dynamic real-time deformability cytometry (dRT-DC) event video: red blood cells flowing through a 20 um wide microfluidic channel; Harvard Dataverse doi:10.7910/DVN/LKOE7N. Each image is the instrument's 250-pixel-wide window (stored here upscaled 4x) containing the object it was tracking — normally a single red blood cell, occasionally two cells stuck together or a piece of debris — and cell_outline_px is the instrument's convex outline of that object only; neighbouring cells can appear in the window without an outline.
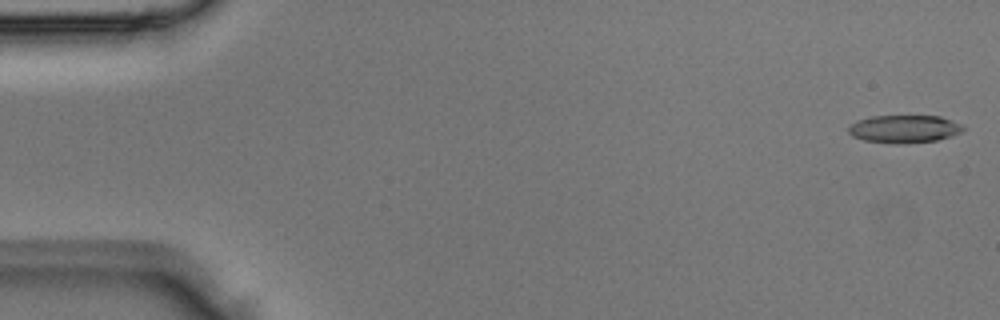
{"species": "Egyptian fruit bat (a non-hibernating species)", "species_latin": "Rousettus aegyptiacus", "temperature_condition": "room temperature", "stored_images_in_passage": 5, "camera_frame_rate_fps": 3000, "um_per_image_px": 0.085, "animal": {"sex": "male"}, "frame": {"image": 1, "passage_image": 1, "time_ms": 0.0, "image_size_px": [1000, 320], "cell_outline_px": [[964, 128], [960, 132], [952, 136], [936, 140], [896, 144], [864, 140], [852, 136], [848, 132], [848, 128], [856, 120], [872, 116], [940, 116], [960, 124]], "centroid_in_image_um": [76.82, 10.96], "position_along_channel_um": 8.2, "area_um2": 18.38}}
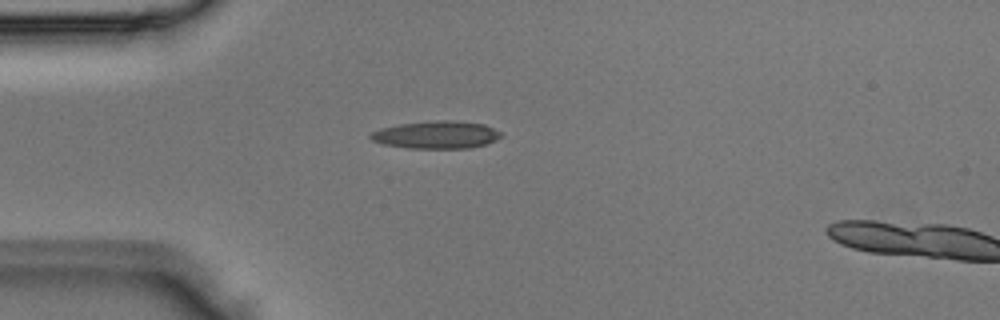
{"frame": {"image": 2, "passage_image": 4, "time_ms": 1.0, "image_size_px": [1000, 320], "cell_outline_px": [[500, 136], [496, 140], [484, 144], [468, 148], [408, 148], [384, 144], [372, 140], [368, 136], [372, 132], [380, 128], [400, 124], [436, 120], [452, 120], [484, 124], [500, 132]], "centroid_in_image_um": [37.06, 11.45], "position_along_channel_um": 47.9, "area_um2": 20.75}}